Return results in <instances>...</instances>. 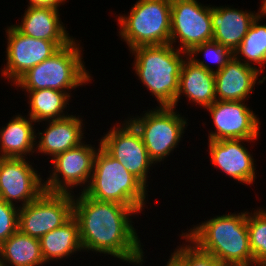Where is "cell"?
<instances>
[{"instance_id":"1","label":"cell","mask_w":266,"mask_h":266,"mask_svg":"<svg viewBox=\"0 0 266 266\" xmlns=\"http://www.w3.org/2000/svg\"><path fill=\"white\" fill-rule=\"evenodd\" d=\"M141 212L123 204L92 199L84 192L74 193L73 217L78 222L83 252L110 255L127 265L144 266V245L132 220Z\"/></svg>"},{"instance_id":"2","label":"cell","mask_w":266,"mask_h":266,"mask_svg":"<svg viewBox=\"0 0 266 266\" xmlns=\"http://www.w3.org/2000/svg\"><path fill=\"white\" fill-rule=\"evenodd\" d=\"M247 214L248 210L217 215L181 232L200 250L212 254L222 266H254Z\"/></svg>"},{"instance_id":"3","label":"cell","mask_w":266,"mask_h":266,"mask_svg":"<svg viewBox=\"0 0 266 266\" xmlns=\"http://www.w3.org/2000/svg\"><path fill=\"white\" fill-rule=\"evenodd\" d=\"M133 70L145 88L154 95L157 107H174L179 76L187 53L171 44L139 46L131 49Z\"/></svg>"},{"instance_id":"4","label":"cell","mask_w":266,"mask_h":266,"mask_svg":"<svg viewBox=\"0 0 266 266\" xmlns=\"http://www.w3.org/2000/svg\"><path fill=\"white\" fill-rule=\"evenodd\" d=\"M76 38L50 58L29 69L12 86L22 91L53 89L68 93L92 83L91 72L85 67L83 47Z\"/></svg>"},{"instance_id":"5","label":"cell","mask_w":266,"mask_h":266,"mask_svg":"<svg viewBox=\"0 0 266 266\" xmlns=\"http://www.w3.org/2000/svg\"><path fill=\"white\" fill-rule=\"evenodd\" d=\"M148 190L100 145L90 183L84 191L88 197L144 211L145 207L148 208L145 206L149 196Z\"/></svg>"},{"instance_id":"6","label":"cell","mask_w":266,"mask_h":266,"mask_svg":"<svg viewBox=\"0 0 266 266\" xmlns=\"http://www.w3.org/2000/svg\"><path fill=\"white\" fill-rule=\"evenodd\" d=\"M129 13L117 15L118 36L128 50L170 44L171 0H137Z\"/></svg>"},{"instance_id":"7","label":"cell","mask_w":266,"mask_h":266,"mask_svg":"<svg viewBox=\"0 0 266 266\" xmlns=\"http://www.w3.org/2000/svg\"><path fill=\"white\" fill-rule=\"evenodd\" d=\"M135 116L128 115L127 120L141 135L149 158L156 164L164 162L179 147L189 125L174 107L156 106Z\"/></svg>"},{"instance_id":"8","label":"cell","mask_w":266,"mask_h":266,"mask_svg":"<svg viewBox=\"0 0 266 266\" xmlns=\"http://www.w3.org/2000/svg\"><path fill=\"white\" fill-rule=\"evenodd\" d=\"M87 144L86 141L79 146L57 154L51 161L50 175L44 179L45 191L51 193L74 194L76 188L84 192L88 187L94 167L95 156L100 148ZM94 146V147H93ZM83 187V189H82Z\"/></svg>"},{"instance_id":"9","label":"cell","mask_w":266,"mask_h":266,"mask_svg":"<svg viewBox=\"0 0 266 266\" xmlns=\"http://www.w3.org/2000/svg\"><path fill=\"white\" fill-rule=\"evenodd\" d=\"M207 5L198 0H171L172 46L188 53L195 46L213 40L211 5Z\"/></svg>"},{"instance_id":"10","label":"cell","mask_w":266,"mask_h":266,"mask_svg":"<svg viewBox=\"0 0 266 266\" xmlns=\"http://www.w3.org/2000/svg\"><path fill=\"white\" fill-rule=\"evenodd\" d=\"M101 146L125 169L136 177L146 188L149 186L148 173L156 165L148 156L141 135L126 119L115 123L107 133L98 139ZM152 166V167H151ZM150 169V170H149Z\"/></svg>"},{"instance_id":"11","label":"cell","mask_w":266,"mask_h":266,"mask_svg":"<svg viewBox=\"0 0 266 266\" xmlns=\"http://www.w3.org/2000/svg\"><path fill=\"white\" fill-rule=\"evenodd\" d=\"M73 216V194L44 191L36 200L19 207L18 230L40 239Z\"/></svg>"},{"instance_id":"12","label":"cell","mask_w":266,"mask_h":266,"mask_svg":"<svg viewBox=\"0 0 266 266\" xmlns=\"http://www.w3.org/2000/svg\"><path fill=\"white\" fill-rule=\"evenodd\" d=\"M7 37L6 64L1 69V76L11 86L29 69L50 58L60 48L52 41L36 39L19 32L13 24L5 30Z\"/></svg>"},{"instance_id":"13","label":"cell","mask_w":266,"mask_h":266,"mask_svg":"<svg viewBox=\"0 0 266 266\" xmlns=\"http://www.w3.org/2000/svg\"><path fill=\"white\" fill-rule=\"evenodd\" d=\"M206 110L215 128L208 132V140L260 139V118L245 101L216 100Z\"/></svg>"},{"instance_id":"14","label":"cell","mask_w":266,"mask_h":266,"mask_svg":"<svg viewBox=\"0 0 266 266\" xmlns=\"http://www.w3.org/2000/svg\"><path fill=\"white\" fill-rule=\"evenodd\" d=\"M34 165L28 158L0 157V198L18 207L36 200L45 188L43 176Z\"/></svg>"},{"instance_id":"15","label":"cell","mask_w":266,"mask_h":266,"mask_svg":"<svg viewBox=\"0 0 266 266\" xmlns=\"http://www.w3.org/2000/svg\"><path fill=\"white\" fill-rule=\"evenodd\" d=\"M244 142L254 143L248 139L208 140V153L211 164L220 169L231 179L246 185L255 184L257 179L256 162Z\"/></svg>"},{"instance_id":"16","label":"cell","mask_w":266,"mask_h":266,"mask_svg":"<svg viewBox=\"0 0 266 266\" xmlns=\"http://www.w3.org/2000/svg\"><path fill=\"white\" fill-rule=\"evenodd\" d=\"M259 76L258 69L232 57L224 68L214 73L216 100L247 101L255 91V85L266 80V75L262 79Z\"/></svg>"},{"instance_id":"17","label":"cell","mask_w":266,"mask_h":266,"mask_svg":"<svg viewBox=\"0 0 266 266\" xmlns=\"http://www.w3.org/2000/svg\"><path fill=\"white\" fill-rule=\"evenodd\" d=\"M69 115L63 119L45 121L47 126L36 133L35 154L41 153L53 159L57 154L75 148L86 139L83 116ZM85 137V138H84ZM38 138V139H37Z\"/></svg>"},{"instance_id":"18","label":"cell","mask_w":266,"mask_h":266,"mask_svg":"<svg viewBox=\"0 0 266 266\" xmlns=\"http://www.w3.org/2000/svg\"><path fill=\"white\" fill-rule=\"evenodd\" d=\"M19 24L13 26L22 34L54 42L62 48L75 38L66 30L59 8L27 7Z\"/></svg>"},{"instance_id":"19","label":"cell","mask_w":266,"mask_h":266,"mask_svg":"<svg viewBox=\"0 0 266 266\" xmlns=\"http://www.w3.org/2000/svg\"><path fill=\"white\" fill-rule=\"evenodd\" d=\"M257 12L240 10L233 6H212L213 40L234 52L247 34Z\"/></svg>"},{"instance_id":"20","label":"cell","mask_w":266,"mask_h":266,"mask_svg":"<svg viewBox=\"0 0 266 266\" xmlns=\"http://www.w3.org/2000/svg\"><path fill=\"white\" fill-rule=\"evenodd\" d=\"M181 96L204 110L216 101L214 73L196 64L189 56L185 57L181 66L174 108H177Z\"/></svg>"},{"instance_id":"21","label":"cell","mask_w":266,"mask_h":266,"mask_svg":"<svg viewBox=\"0 0 266 266\" xmlns=\"http://www.w3.org/2000/svg\"><path fill=\"white\" fill-rule=\"evenodd\" d=\"M13 115L0 128V157L28 158L35 154L37 125L29 116ZM34 123V124H33ZM28 155V156H27Z\"/></svg>"},{"instance_id":"22","label":"cell","mask_w":266,"mask_h":266,"mask_svg":"<svg viewBox=\"0 0 266 266\" xmlns=\"http://www.w3.org/2000/svg\"><path fill=\"white\" fill-rule=\"evenodd\" d=\"M39 240L43 260L48 265L51 262L59 263L62 259H69L75 253L83 252L78 222L73 216Z\"/></svg>"},{"instance_id":"23","label":"cell","mask_w":266,"mask_h":266,"mask_svg":"<svg viewBox=\"0 0 266 266\" xmlns=\"http://www.w3.org/2000/svg\"><path fill=\"white\" fill-rule=\"evenodd\" d=\"M27 94L29 109L27 116L34 122L50 121L63 119L71 114L66 110L69 107L71 96L62 91L53 89H40L34 91H25ZM68 105V106H67ZM66 111V112H65Z\"/></svg>"},{"instance_id":"24","label":"cell","mask_w":266,"mask_h":266,"mask_svg":"<svg viewBox=\"0 0 266 266\" xmlns=\"http://www.w3.org/2000/svg\"><path fill=\"white\" fill-rule=\"evenodd\" d=\"M0 259L6 266H45L40 240L19 230L0 245Z\"/></svg>"},{"instance_id":"25","label":"cell","mask_w":266,"mask_h":266,"mask_svg":"<svg viewBox=\"0 0 266 266\" xmlns=\"http://www.w3.org/2000/svg\"><path fill=\"white\" fill-rule=\"evenodd\" d=\"M260 21L256 17L233 54L237 60L258 69L262 74L266 68V23Z\"/></svg>"},{"instance_id":"26","label":"cell","mask_w":266,"mask_h":266,"mask_svg":"<svg viewBox=\"0 0 266 266\" xmlns=\"http://www.w3.org/2000/svg\"><path fill=\"white\" fill-rule=\"evenodd\" d=\"M253 209L247 214V228L254 266H266V207Z\"/></svg>"},{"instance_id":"27","label":"cell","mask_w":266,"mask_h":266,"mask_svg":"<svg viewBox=\"0 0 266 266\" xmlns=\"http://www.w3.org/2000/svg\"><path fill=\"white\" fill-rule=\"evenodd\" d=\"M202 53L204 54V58H208L207 60L209 61V63H215V69L210 66L211 63H206V59L200 60V58H197L198 55ZM187 56H189L196 64L202 66L208 71L215 73L224 68L226 64L232 59V57H234V54L225 45L211 40L195 46L190 52L187 53Z\"/></svg>"},{"instance_id":"28","label":"cell","mask_w":266,"mask_h":266,"mask_svg":"<svg viewBox=\"0 0 266 266\" xmlns=\"http://www.w3.org/2000/svg\"><path fill=\"white\" fill-rule=\"evenodd\" d=\"M180 235V239H185V242L177 246L169 256L176 266H222L212 254L200 250L183 233Z\"/></svg>"},{"instance_id":"29","label":"cell","mask_w":266,"mask_h":266,"mask_svg":"<svg viewBox=\"0 0 266 266\" xmlns=\"http://www.w3.org/2000/svg\"><path fill=\"white\" fill-rule=\"evenodd\" d=\"M19 207L0 198V245L18 231Z\"/></svg>"},{"instance_id":"30","label":"cell","mask_w":266,"mask_h":266,"mask_svg":"<svg viewBox=\"0 0 266 266\" xmlns=\"http://www.w3.org/2000/svg\"><path fill=\"white\" fill-rule=\"evenodd\" d=\"M66 2V0H29L27 6L60 8V6L64 5Z\"/></svg>"},{"instance_id":"31","label":"cell","mask_w":266,"mask_h":266,"mask_svg":"<svg viewBox=\"0 0 266 266\" xmlns=\"http://www.w3.org/2000/svg\"><path fill=\"white\" fill-rule=\"evenodd\" d=\"M259 6L260 7L258 8L259 10L257 12V17L262 19V23H263L264 22L263 20L266 18V0H261V5Z\"/></svg>"},{"instance_id":"32","label":"cell","mask_w":266,"mask_h":266,"mask_svg":"<svg viewBox=\"0 0 266 266\" xmlns=\"http://www.w3.org/2000/svg\"><path fill=\"white\" fill-rule=\"evenodd\" d=\"M165 266H176L169 258Z\"/></svg>"},{"instance_id":"33","label":"cell","mask_w":266,"mask_h":266,"mask_svg":"<svg viewBox=\"0 0 266 266\" xmlns=\"http://www.w3.org/2000/svg\"><path fill=\"white\" fill-rule=\"evenodd\" d=\"M0 266H6L1 259H0Z\"/></svg>"}]
</instances>
